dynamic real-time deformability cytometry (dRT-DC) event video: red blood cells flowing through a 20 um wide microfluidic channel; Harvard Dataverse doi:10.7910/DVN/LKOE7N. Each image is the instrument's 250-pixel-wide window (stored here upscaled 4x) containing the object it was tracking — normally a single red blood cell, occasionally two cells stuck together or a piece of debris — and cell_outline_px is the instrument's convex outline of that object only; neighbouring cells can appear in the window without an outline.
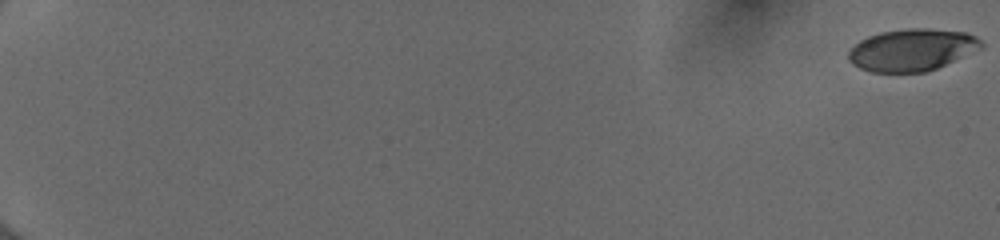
{"species": "human", "species_latin": "Homo sapiens", "temperature_condition": "cold", "stored_images_in_passage": 55, "camera_frame_rate_fps": 3000, "um_per_image_px": 0.085, "donor": {"sex": "female"}, "frame": {"image": 1, "passage_image": 1, "time_ms": 0.0, "image_size_px": [1000, 240], "cell_outline_px": [[984, 48], [936, 68], [924, 72], [872, 72], [860, 68], [852, 64], [848, 60], [848, 52], [860, 40], [868, 36], [880, 32], [908, 28], [928, 28], [968, 32], [976, 36], [984, 44]], "centroid_in_image_um": [77.55, 4.23], "position_along_channel_um": 7.5, "area_um2": 32.71}}
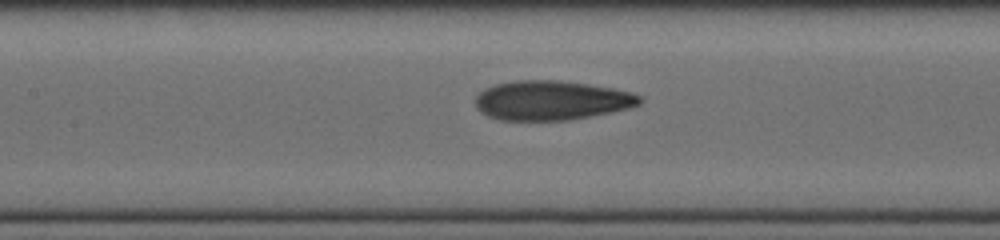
{"frame": {"image": 2, "passage_image": 30, "time_ms": 9.667, "image_size_px": [1000, 240], "cell_outline_px": [[644, 100], [640, 104], [632, 108], [612, 112], [568, 120], [500, 120], [488, 116], [480, 112], [476, 108], [476, 96], [484, 88], [496, 84], [516, 80], [560, 80], [588, 84], [612, 88], [632, 92], [640, 96]], "centroid_in_image_um": [46.89, 8.53], "position_along_channel_um": 160.5, "area_um2": 37.97}}
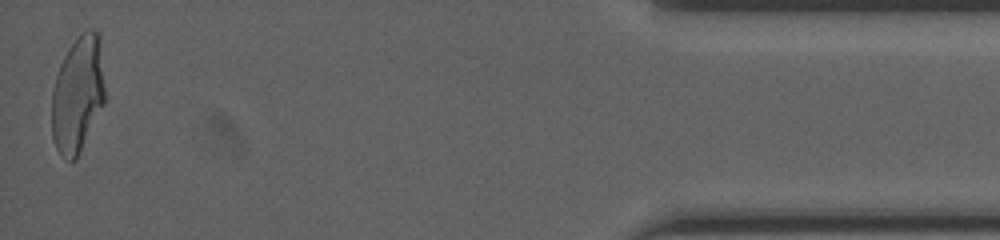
{"frame": {"image": 3, "passage_image": 55, "time_ms": 18.0, "image_size_px": [1000, 240], "cell_outline_px": [[104, 104], [76, 160], [68, 160], [56, 148], [52, 136], [52, 92], [56, 76], [60, 64], [68, 48], [88, 28], [92, 28], [100, 32], [104, 88]], "centroid_in_image_um": [6.62, 8.0], "position_along_channel_um": 428.6, "area_um2": 35.95}, "authors_computed_cell_mechanics": {"area_um2": 36.2406, "velocity_mm_per_s": 4.0081, "shape_relaxation_time_tau1_ms": 5.022, "shape_relaxation_time_tau2_ms": 1.2346, "deformation_change_tau1": 0.2053, "deformation_change_tau2": 0.0816}}